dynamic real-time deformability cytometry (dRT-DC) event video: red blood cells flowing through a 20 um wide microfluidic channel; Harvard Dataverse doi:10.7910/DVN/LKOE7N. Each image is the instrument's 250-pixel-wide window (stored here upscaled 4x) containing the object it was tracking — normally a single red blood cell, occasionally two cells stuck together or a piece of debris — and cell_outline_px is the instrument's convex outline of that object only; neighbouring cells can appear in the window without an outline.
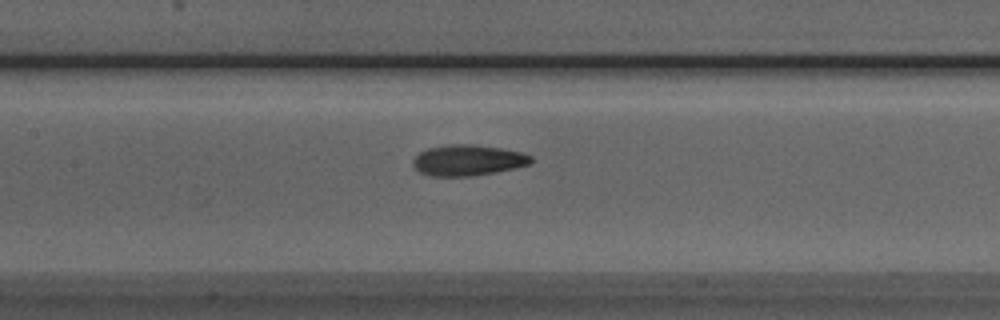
{"species": "Egyptian fruit bat (a non-hibernating species)", "species_latin": "Rousettus aegyptiacus", "temperature_condition": "room temperature", "stored_images_in_passage": 34, "camera_frame_rate_fps": 3000, "um_per_image_px": 0.085, "animal": {"sex": "male"}, "frame": {"image": 1, "passage_image": 14, "time_ms": 4.333, "image_size_px": [1000, 320], "cell_outline_px": [[532, 160], [528, 164], [516, 168], [496, 172], [468, 176], [432, 176], [420, 172], [412, 164], [412, 160], [420, 152], [428, 148], [448, 144], [472, 144], [500, 148], [524, 152], [532, 156]], "centroid_in_image_um": [39.78, 13.61], "position_along_channel_um": 167.6, "area_um2": 21.21}}
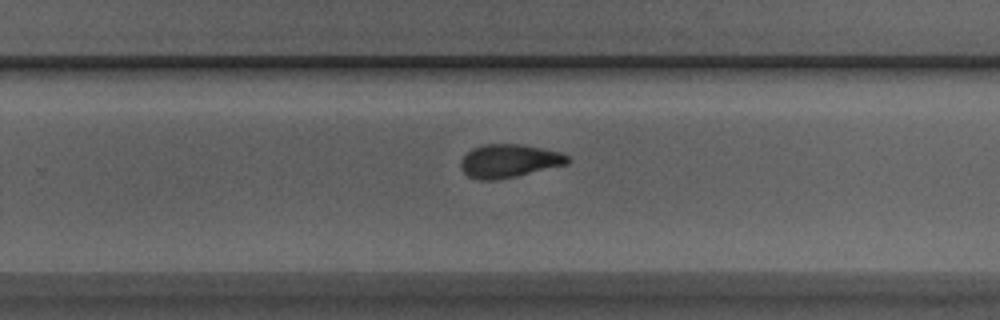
{"frame": {"image": 2, "passage_image": 23, "time_ms": 7.333, "image_size_px": [1000, 320], "cell_outline_px": [[572, 160], [568, 164], [516, 176], [496, 180], [480, 180], [468, 176], [460, 168], [460, 160], [472, 148], [484, 144], [520, 144], [560, 152], [568, 156]], "centroid_in_image_um": [43.26, 13.68], "position_along_channel_um": 286.5, "area_um2": 20.75}}
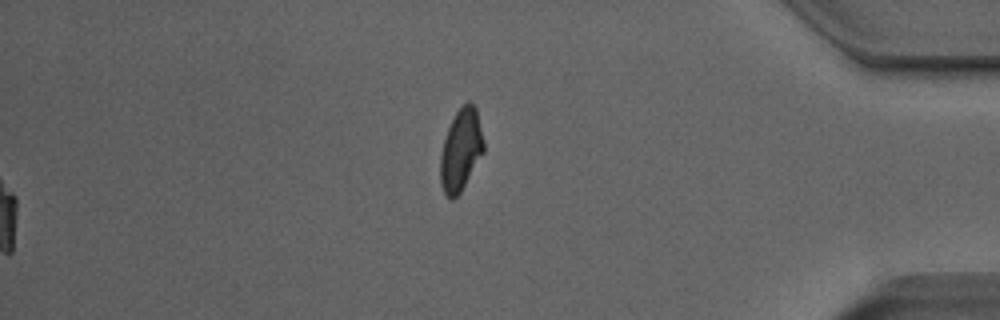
{"frame": {"image": 3, "passage_image": 34, "time_ms": 11.0, "image_size_px": [1000, 320], "cell_outline_px": [[484, 152], [460, 192], [452, 200], [444, 192], [440, 184], [440, 152], [448, 128], [456, 112], [468, 100], [472, 100], [476, 108], [484, 144]], "centroid_in_image_um": [39.17, 12.73], "position_along_channel_um": 396.0, "area_um2": 20.52}, "authors_computed_cell_mechanics": {"area_um2": 21.097, "velocity_mm_per_s": 3.9791, "shape_relaxation_time_tau1_ms": 6.821, "shape_relaxation_time_tau2_ms": 1.8848, "deformation_change_tau1": 0.2007, "deformation_change_tau2": 0.077}}